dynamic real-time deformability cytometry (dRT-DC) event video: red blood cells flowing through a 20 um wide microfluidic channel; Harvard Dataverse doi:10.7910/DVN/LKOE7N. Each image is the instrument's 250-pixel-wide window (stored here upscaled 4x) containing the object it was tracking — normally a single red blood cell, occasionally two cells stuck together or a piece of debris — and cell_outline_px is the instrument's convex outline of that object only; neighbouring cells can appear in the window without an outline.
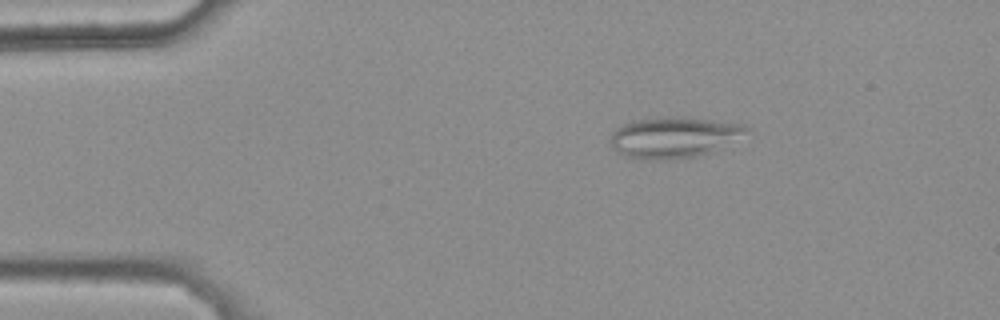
{"species": "common noctule bat (a hibernating species)", "species_latin": "Nyctalus noctula", "temperature_condition": "warm", "stored_images_in_passage": 43, "camera_frame_rate_fps": 3000, "um_per_image_px": 0.085, "animal": {"sex": "female", "body_mass_g": 25.1}, "frame": {"image": 1, "passage_image": 5, "time_ms": 1.333, "image_size_px": [1000, 320], "cell_outline_px": [[752, 132], [712, 152], [696, 156], [668, 160], [640, 160], [616, 152], [612, 144], [612, 132], [616, 128], [632, 120], [680, 116], [744, 124]], "centroid_in_image_um": [57.32, 11.68], "position_along_channel_um": 27.7, "area_um2": 32.6}}
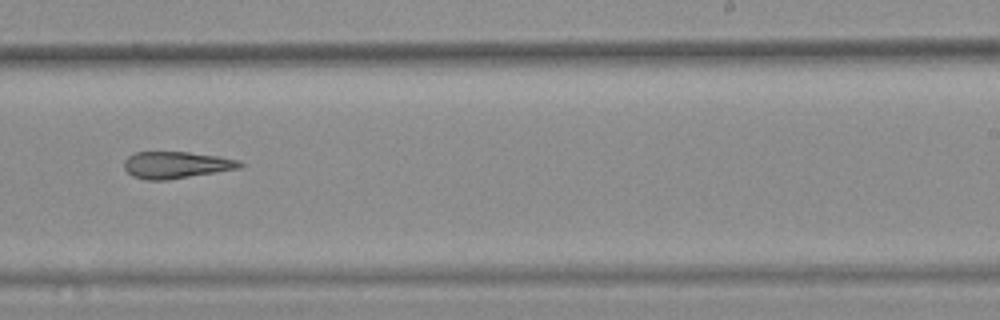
{"frame": {"image": 2, "passage_image": 29, "time_ms": 9.333, "image_size_px": [1000, 320], "cell_outline_px": [[244, 164], [240, 168], [216, 172], [164, 180], [148, 180], [132, 176], [124, 168], [124, 160], [128, 156], [136, 152], [188, 152], [220, 156], [240, 160]], "centroid_in_image_um": [14.98, 14.01], "position_along_channel_um": 274.0, "area_um2": 18.03}}
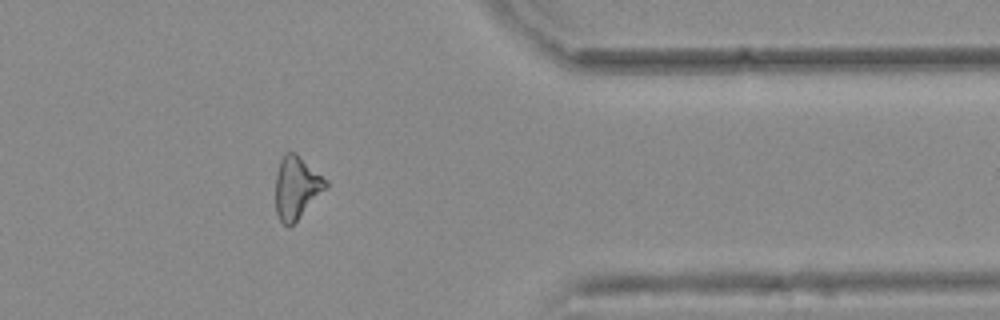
{"frame": {"image": 3, "passage_image": 39, "time_ms": 12.667, "image_size_px": [1000, 320], "cell_outline_px": [[328, 184], [296, 220], [288, 228], [280, 220], [276, 212], [276, 172], [280, 160], [284, 152], [296, 152], [328, 180]], "centroid_in_image_um": [25.17, 15.89], "position_along_channel_um": 386.2, "area_um2": 17.98}, "authors_computed_cell_mechanics": {"area_um2": 18.9584, "velocity_mm_per_s": 3.8265, "shape_relaxation_time_tau1_ms": null, "shape_relaxation_time_tau2_ms": 4.6297, "deformation_change_tau1": null, "deformation_change_tau2": 0.1607}}